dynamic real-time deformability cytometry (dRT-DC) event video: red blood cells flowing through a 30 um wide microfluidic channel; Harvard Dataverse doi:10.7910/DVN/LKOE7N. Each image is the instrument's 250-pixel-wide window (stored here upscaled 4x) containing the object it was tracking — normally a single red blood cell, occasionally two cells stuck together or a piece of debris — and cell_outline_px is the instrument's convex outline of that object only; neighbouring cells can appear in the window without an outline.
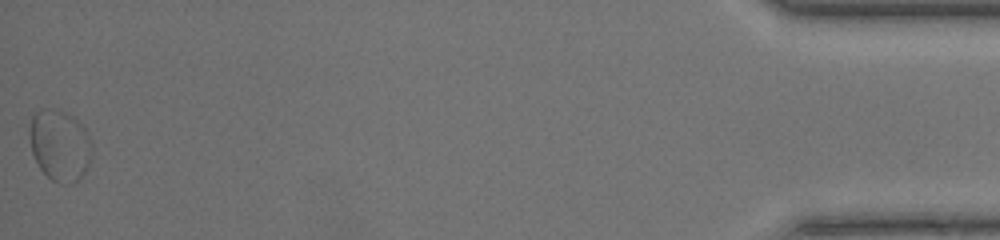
{"species": "common noctule bat (a hibernating species)", "species_latin": "Nyctalus noctula", "temperature_condition": "warm", "stored_images_in_passage": 50, "segment_of_instrument_passage": [2, 2], "camera_frame_rate_fps": 3000, "um_per_image_px": 0.085, "animal": {"sex": "female", "body_mass_g": 17.0, "forearm_length_mm": 48.0}, "frame": {"image": 1, "passage_image": 50, "time_ms": 16.333, "image_size_px": [1000, 240], "cell_outline_px": [[92, 152], [88, 164], [84, 172], [72, 184], [60, 184], [52, 180], [40, 168], [32, 152], [28, 132], [32, 116], [40, 108], [48, 108], [64, 112], [72, 116], [84, 128], [92, 144]], "centroid_in_image_um": [5.06, 12.34], "position_along_channel_um": 430.1, "area_um2": 25.72}}